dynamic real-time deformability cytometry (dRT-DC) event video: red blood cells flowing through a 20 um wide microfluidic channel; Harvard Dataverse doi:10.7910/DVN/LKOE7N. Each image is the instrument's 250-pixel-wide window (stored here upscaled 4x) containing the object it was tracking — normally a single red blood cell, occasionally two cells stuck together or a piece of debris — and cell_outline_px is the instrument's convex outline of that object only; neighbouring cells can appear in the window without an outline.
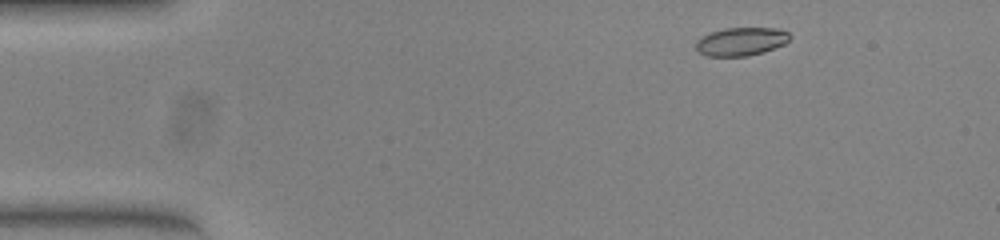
{"species": "common noctule bat (a hibernating species)", "species_latin": "Nyctalus noctula", "temperature_condition": "warm", "stored_images_in_passage": 49, "camera_frame_rate_fps": 3000, "um_per_image_px": 0.085, "animal": {"sex": "female", "body_mass_g": 23.0, "forearm_length_mm": 53.4}, "frame": {"image": 1, "passage_image": 3, "time_ms": 0.667, "image_size_px": [1000, 240], "cell_outline_px": [[792, 36], [784, 44], [764, 52], [748, 56], [708, 56], [696, 52], [696, 40], [700, 36], [724, 28], [776, 28], [788, 32]], "centroid_in_image_um": [62.97, 3.53], "position_along_channel_um": 22.0, "area_um2": 15.61}}
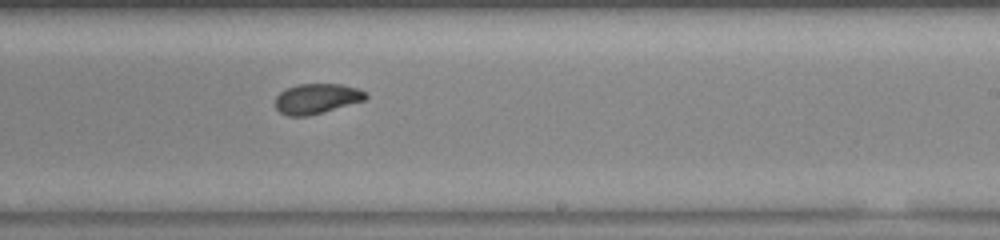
{"frame": {"image": 2, "passage_image": 28, "time_ms": 9.0, "image_size_px": [1000, 240], "cell_outline_px": [[368, 96], [364, 100], [320, 112], [304, 116], [288, 116], [280, 112], [276, 108], [276, 96], [280, 92], [288, 88], [300, 84], [340, 84], [356, 88], [368, 92]], "centroid_in_image_um": [26.91, 8.37], "position_along_channel_um": 262.1, "area_um2": 15.49}}
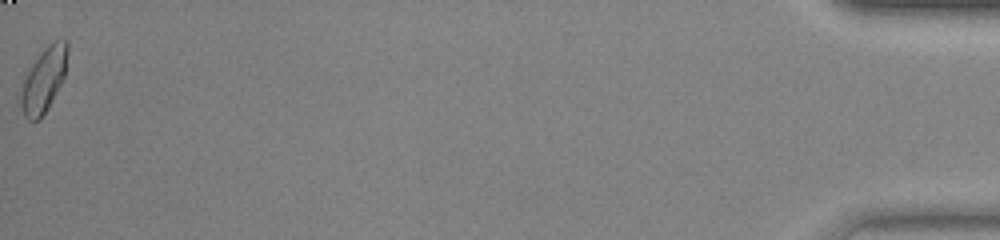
{"frame": {"image": 3, "passage_image": 49, "time_ms": 16.0, "image_size_px": [1000, 240], "cell_outline_px": [[68, 52], [64, 76], [48, 108], [36, 120], [28, 120], [24, 116], [20, 104], [20, 96], [24, 80], [32, 64], [44, 48], [48, 44], [56, 40], [64, 40], [68, 44]], "centroid_in_image_um": [3.72, 6.77], "position_along_channel_um": 431.5, "area_um2": 17.05}, "authors_computed_cell_mechanics": {"area_um2": 16.184, "velocity_mm_per_s": 3.8759, "shape_relaxation_time_tau1_ms": 6.9089, "shape_relaxation_time_tau2_ms": 1.3892, "deformation_change_tau1": 0.1904, "deformation_change_tau2": 0.0603}}